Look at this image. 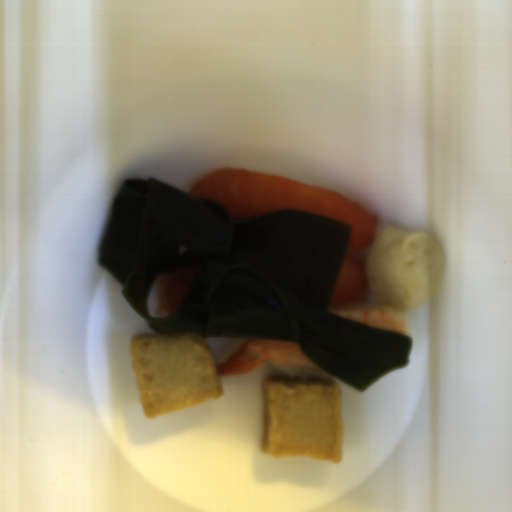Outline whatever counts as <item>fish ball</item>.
<instances>
[{
	"label": "fish ball",
	"mask_w": 512,
	"mask_h": 512,
	"mask_svg": "<svg viewBox=\"0 0 512 512\" xmlns=\"http://www.w3.org/2000/svg\"><path fill=\"white\" fill-rule=\"evenodd\" d=\"M372 302L411 312L430 302L439 289L443 253L434 238L388 225L364 257Z\"/></svg>",
	"instance_id": "745d8928"
},
{
	"label": "fish ball",
	"mask_w": 512,
	"mask_h": 512,
	"mask_svg": "<svg viewBox=\"0 0 512 512\" xmlns=\"http://www.w3.org/2000/svg\"><path fill=\"white\" fill-rule=\"evenodd\" d=\"M260 452L338 465L345 456L342 387L315 377L263 379Z\"/></svg>",
	"instance_id": "29854b86"
},
{
	"label": "fish ball",
	"mask_w": 512,
	"mask_h": 512,
	"mask_svg": "<svg viewBox=\"0 0 512 512\" xmlns=\"http://www.w3.org/2000/svg\"><path fill=\"white\" fill-rule=\"evenodd\" d=\"M129 349L147 419L218 401L223 395L214 354L201 333L133 336Z\"/></svg>",
	"instance_id": "53f4d19a"
}]
</instances>
